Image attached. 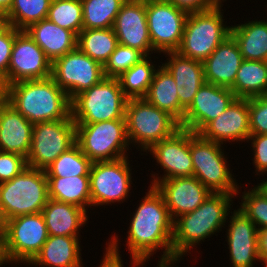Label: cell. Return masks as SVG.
<instances>
[{
    "instance_id": "cell-38",
    "label": "cell",
    "mask_w": 267,
    "mask_h": 267,
    "mask_svg": "<svg viewBox=\"0 0 267 267\" xmlns=\"http://www.w3.org/2000/svg\"><path fill=\"white\" fill-rule=\"evenodd\" d=\"M145 56L138 50L118 44L104 65L105 77L117 78Z\"/></svg>"
},
{
    "instance_id": "cell-14",
    "label": "cell",
    "mask_w": 267,
    "mask_h": 267,
    "mask_svg": "<svg viewBox=\"0 0 267 267\" xmlns=\"http://www.w3.org/2000/svg\"><path fill=\"white\" fill-rule=\"evenodd\" d=\"M51 77L71 100L97 85L104 77V67L78 47L52 62Z\"/></svg>"
},
{
    "instance_id": "cell-47",
    "label": "cell",
    "mask_w": 267,
    "mask_h": 267,
    "mask_svg": "<svg viewBox=\"0 0 267 267\" xmlns=\"http://www.w3.org/2000/svg\"><path fill=\"white\" fill-rule=\"evenodd\" d=\"M182 256H171L166 258H161L160 261L158 260V264L156 267H172L174 263L178 262Z\"/></svg>"
},
{
    "instance_id": "cell-1",
    "label": "cell",
    "mask_w": 267,
    "mask_h": 267,
    "mask_svg": "<svg viewBox=\"0 0 267 267\" xmlns=\"http://www.w3.org/2000/svg\"><path fill=\"white\" fill-rule=\"evenodd\" d=\"M130 222L126 238L131 264L140 267L157 250H164L160 258L175 256L172 249L173 220L162 195L149 186Z\"/></svg>"
},
{
    "instance_id": "cell-46",
    "label": "cell",
    "mask_w": 267,
    "mask_h": 267,
    "mask_svg": "<svg viewBox=\"0 0 267 267\" xmlns=\"http://www.w3.org/2000/svg\"><path fill=\"white\" fill-rule=\"evenodd\" d=\"M258 254L260 262L267 267V228L258 229Z\"/></svg>"
},
{
    "instance_id": "cell-44",
    "label": "cell",
    "mask_w": 267,
    "mask_h": 267,
    "mask_svg": "<svg viewBox=\"0 0 267 267\" xmlns=\"http://www.w3.org/2000/svg\"><path fill=\"white\" fill-rule=\"evenodd\" d=\"M174 4L188 13L206 11L214 8L218 2L216 0H163Z\"/></svg>"
},
{
    "instance_id": "cell-29",
    "label": "cell",
    "mask_w": 267,
    "mask_h": 267,
    "mask_svg": "<svg viewBox=\"0 0 267 267\" xmlns=\"http://www.w3.org/2000/svg\"><path fill=\"white\" fill-rule=\"evenodd\" d=\"M230 34L245 60L267 61V21L252 20L241 25H231Z\"/></svg>"
},
{
    "instance_id": "cell-4",
    "label": "cell",
    "mask_w": 267,
    "mask_h": 267,
    "mask_svg": "<svg viewBox=\"0 0 267 267\" xmlns=\"http://www.w3.org/2000/svg\"><path fill=\"white\" fill-rule=\"evenodd\" d=\"M48 200L45 170L27 166L19 175L0 183V222L40 213Z\"/></svg>"
},
{
    "instance_id": "cell-26",
    "label": "cell",
    "mask_w": 267,
    "mask_h": 267,
    "mask_svg": "<svg viewBox=\"0 0 267 267\" xmlns=\"http://www.w3.org/2000/svg\"><path fill=\"white\" fill-rule=\"evenodd\" d=\"M25 31L51 62L77 47V36L72 31L61 28L47 18L31 24Z\"/></svg>"
},
{
    "instance_id": "cell-33",
    "label": "cell",
    "mask_w": 267,
    "mask_h": 267,
    "mask_svg": "<svg viewBox=\"0 0 267 267\" xmlns=\"http://www.w3.org/2000/svg\"><path fill=\"white\" fill-rule=\"evenodd\" d=\"M150 55L145 56L117 79L124 95L128 99L144 98L147 95L154 73L157 68L150 62Z\"/></svg>"
},
{
    "instance_id": "cell-53",
    "label": "cell",
    "mask_w": 267,
    "mask_h": 267,
    "mask_svg": "<svg viewBox=\"0 0 267 267\" xmlns=\"http://www.w3.org/2000/svg\"><path fill=\"white\" fill-rule=\"evenodd\" d=\"M218 3H222L224 2V0H216Z\"/></svg>"
},
{
    "instance_id": "cell-43",
    "label": "cell",
    "mask_w": 267,
    "mask_h": 267,
    "mask_svg": "<svg viewBox=\"0 0 267 267\" xmlns=\"http://www.w3.org/2000/svg\"><path fill=\"white\" fill-rule=\"evenodd\" d=\"M252 140L253 163L257 175L267 172V134H251L247 140ZM259 173V174H258Z\"/></svg>"
},
{
    "instance_id": "cell-35",
    "label": "cell",
    "mask_w": 267,
    "mask_h": 267,
    "mask_svg": "<svg viewBox=\"0 0 267 267\" xmlns=\"http://www.w3.org/2000/svg\"><path fill=\"white\" fill-rule=\"evenodd\" d=\"M92 161L75 143L67 151L60 154L46 169L47 177H71L89 175Z\"/></svg>"
},
{
    "instance_id": "cell-34",
    "label": "cell",
    "mask_w": 267,
    "mask_h": 267,
    "mask_svg": "<svg viewBox=\"0 0 267 267\" xmlns=\"http://www.w3.org/2000/svg\"><path fill=\"white\" fill-rule=\"evenodd\" d=\"M126 0H81L83 29L113 28L116 16Z\"/></svg>"
},
{
    "instance_id": "cell-51",
    "label": "cell",
    "mask_w": 267,
    "mask_h": 267,
    "mask_svg": "<svg viewBox=\"0 0 267 267\" xmlns=\"http://www.w3.org/2000/svg\"><path fill=\"white\" fill-rule=\"evenodd\" d=\"M9 27L8 18L6 15L0 14V34Z\"/></svg>"
},
{
    "instance_id": "cell-36",
    "label": "cell",
    "mask_w": 267,
    "mask_h": 267,
    "mask_svg": "<svg viewBox=\"0 0 267 267\" xmlns=\"http://www.w3.org/2000/svg\"><path fill=\"white\" fill-rule=\"evenodd\" d=\"M52 0H14L7 13L9 26L25 30L31 24L47 18Z\"/></svg>"
},
{
    "instance_id": "cell-41",
    "label": "cell",
    "mask_w": 267,
    "mask_h": 267,
    "mask_svg": "<svg viewBox=\"0 0 267 267\" xmlns=\"http://www.w3.org/2000/svg\"><path fill=\"white\" fill-rule=\"evenodd\" d=\"M26 167L27 162L24 156L0 151V183L11 180Z\"/></svg>"
},
{
    "instance_id": "cell-20",
    "label": "cell",
    "mask_w": 267,
    "mask_h": 267,
    "mask_svg": "<svg viewBox=\"0 0 267 267\" xmlns=\"http://www.w3.org/2000/svg\"><path fill=\"white\" fill-rule=\"evenodd\" d=\"M199 134L220 144L247 141L250 132L249 98H236L228 108L210 121Z\"/></svg>"
},
{
    "instance_id": "cell-13",
    "label": "cell",
    "mask_w": 267,
    "mask_h": 267,
    "mask_svg": "<svg viewBox=\"0 0 267 267\" xmlns=\"http://www.w3.org/2000/svg\"><path fill=\"white\" fill-rule=\"evenodd\" d=\"M189 13L163 0H146L150 40L155 52H175L181 43Z\"/></svg>"
},
{
    "instance_id": "cell-25",
    "label": "cell",
    "mask_w": 267,
    "mask_h": 267,
    "mask_svg": "<svg viewBox=\"0 0 267 267\" xmlns=\"http://www.w3.org/2000/svg\"><path fill=\"white\" fill-rule=\"evenodd\" d=\"M79 239V236L49 235L40 251L28 265L83 267Z\"/></svg>"
},
{
    "instance_id": "cell-17",
    "label": "cell",
    "mask_w": 267,
    "mask_h": 267,
    "mask_svg": "<svg viewBox=\"0 0 267 267\" xmlns=\"http://www.w3.org/2000/svg\"><path fill=\"white\" fill-rule=\"evenodd\" d=\"M237 97L230 88L205 82L185 109L180 127L199 133L224 112Z\"/></svg>"
},
{
    "instance_id": "cell-18",
    "label": "cell",
    "mask_w": 267,
    "mask_h": 267,
    "mask_svg": "<svg viewBox=\"0 0 267 267\" xmlns=\"http://www.w3.org/2000/svg\"><path fill=\"white\" fill-rule=\"evenodd\" d=\"M113 30L119 44L136 49L144 56L153 53L147 24L146 0H126L116 16Z\"/></svg>"
},
{
    "instance_id": "cell-7",
    "label": "cell",
    "mask_w": 267,
    "mask_h": 267,
    "mask_svg": "<svg viewBox=\"0 0 267 267\" xmlns=\"http://www.w3.org/2000/svg\"><path fill=\"white\" fill-rule=\"evenodd\" d=\"M222 3L214 8L189 13L178 54L204 62L229 35L231 26L225 25Z\"/></svg>"
},
{
    "instance_id": "cell-42",
    "label": "cell",
    "mask_w": 267,
    "mask_h": 267,
    "mask_svg": "<svg viewBox=\"0 0 267 267\" xmlns=\"http://www.w3.org/2000/svg\"><path fill=\"white\" fill-rule=\"evenodd\" d=\"M15 39V28L9 26L0 34V76L8 86V67L10 64L12 48Z\"/></svg>"
},
{
    "instance_id": "cell-10",
    "label": "cell",
    "mask_w": 267,
    "mask_h": 267,
    "mask_svg": "<svg viewBox=\"0 0 267 267\" xmlns=\"http://www.w3.org/2000/svg\"><path fill=\"white\" fill-rule=\"evenodd\" d=\"M2 225L4 256L11 264H28L49 236L41 212L11 218Z\"/></svg>"
},
{
    "instance_id": "cell-12",
    "label": "cell",
    "mask_w": 267,
    "mask_h": 267,
    "mask_svg": "<svg viewBox=\"0 0 267 267\" xmlns=\"http://www.w3.org/2000/svg\"><path fill=\"white\" fill-rule=\"evenodd\" d=\"M128 156L111 161L93 162L90 168L91 206L125 201L131 190Z\"/></svg>"
},
{
    "instance_id": "cell-30",
    "label": "cell",
    "mask_w": 267,
    "mask_h": 267,
    "mask_svg": "<svg viewBox=\"0 0 267 267\" xmlns=\"http://www.w3.org/2000/svg\"><path fill=\"white\" fill-rule=\"evenodd\" d=\"M49 198L70 203L85 210L91 207L89 175L47 177Z\"/></svg>"
},
{
    "instance_id": "cell-22",
    "label": "cell",
    "mask_w": 267,
    "mask_h": 267,
    "mask_svg": "<svg viewBox=\"0 0 267 267\" xmlns=\"http://www.w3.org/2000/svg\"><path fill=\"white\" fill-rule=\"evenodd\" d=\"M243 60L239 46L230 34L203 62L205 81L231 88Z\"/></svg>"
},
{
    "instance_id": "cell-9",
    "label": "cell",
    "mask_w": 267,
    "mask_h": 267,
    "mask_svg": "<svg viewBox=\"0 0 267 267\" xmlns=\"http://www.w3.org/2000/svg\"><path fill=\"white\" fill-rule=\"evenodd\" d=\"M76 143L92 161H111L127 157L130 145L125 119L92 124H76Z\"/></svg>"
},
{
    "instance_id": "cell-5",
    "label": "cell",
    "mask_w": 267,
    "mask_h": 267,
    "mask_svg": "<svg viewBox=\"0 0 267 267\" xmlns=\"http://www.w3.org/2000/svg\"><path fill=\"white\" fill-rule=\"evenodd\" d=\"M127 100L119 80L104 77L97 85L71 99V117L75 124L125 119Z\"/></svg>"
},
{
    "instance_id": "cell-19",
    "label": "cell",
    "mask_w": 267,
    "mask_h": 267,
    "mask_svg": "<svg viewBox=\"0 0 267 267\" xmlns=\"http://www.w3.org/2000/svg\"><path fill=\"white\" fill-rule=\"evenodd\" d=\"M154 187L162 195L173 221L194 211L212 193L195 176L161 180Z\"/></svg>"
},
{
    "instance_id": "cell-49",
    "label": "cell",
    "mask_w": 267,
    "mask_h": 267,
    "mask_svg": "<svg viewBox=\"0 0 267 267\" xmlns=\"http://www.w3.org/2000/svg\"><path fill=\"white\" fill-rule=\"evenodd\" d=\"M14 0H0V14L7 15Z\"/></svg>"
},
{
    "instance_id": "cell-24",
    "label": "cell",
    "mask_w": 267,
    "mask_h": 267,
    "mask_svg": "<svg viewBox=\"0 0 267 267\" xmlns=\"http://www.w3.org/2000/svg\"><path fill=\"white\" fill-rule=\"evenodd\" d=\"M169 58L162 65L172 75L177 85L180 104L186 109L197 91L206 82L203 62L181 56L175 52H165Z\"/></svg>"
},
{
    "instance_id": "cell-2",
    "label": "cell",
    "mask_w": 267,
    "mask_h": 267,
    "mask_svg": "<svg viewBox=\"0 0 267 267\" xmlns=\"http://www.w3.org/2000/svg\"><path fill=\"white\" fill-rule=\"evenodd\" d=\"M6 101L32 124L67 119L71 115V100L52 77L8 85Z\"/></svg>"
},
{
    "instance_id": "cell-16",
    "label": "cell",
    "mask_w": 267,
    "mask_h": 267,
    "mask_svg": "<svg viewBox=\"0 0 267 267\" xmlns=\"http://www.w3.org/2000/svg\"><path fill=\"white\" fill-rule=\"evenodd\" d=\"M163 168L161 177L152 174L150 186L174 177L193 176V162L190 152V130L180 128L172 136L153 144L148 150Z\"/></svg>"
},
{
    "instance_id": "cell-15",
    "label": "cell",
    "mask_w": 267,
    "mask_h": 267,
    "mask_svg": "<svg viewBox=\"0 0 267 267\" xmlns=\"http://www.w3.org/2000/svg\"><path fill=\"white\" fill-rule=\"evenodd\" d=\"M52 62L25 30L15 28V39L8 67V85L51 77Z\"/></svg>"
},
{
    "instance_id": "cell-39",
    "label": "cell",
    "mask_w": 267,
    "mask_h": 267,
    "mask_svg": "<svg viewBox=\"0 0 267 267\" xmlns=\"http://www.w3.org/2000/svg\"><path fill=\"white\" fill-rule=\"evenodd\" d=\"M240 209L256 225L257 229L267 228V198L255 187L242 193Z\"/></svg>"
},
{
    "instance_id": "cell-50",
    "label": "cell",
    "mask_w": 267,
    "mask_h": 267,
    "mask_svg": "<svg viewBox=\"0 0 267 267\" xmlns=\"http://www.w3.org/2000/svg\"><path fill=\"white\" fill-rule=\"evenodd\" d=\"M5 263L7 264L3 251V225L0 222V266Z\"/></svg>"
},
{
    "instance_id": "cell-11",
    "label": "cell",
    "mask_w": 267,
    "mask_h": 267,
    "mask_svg": "<svg viewBox=\"0 0 267 267\" xmlns=\"http://www.w3.org/2000/svg\"><path fill=\"white\" fill-rule=\"evenodd\" d=\"M75 143L76 124L71 115L67 119L35 123L27 166L45 170Z\"/></svg>"
},
{
    "instance_id": "cell-3",
    "label": "cell",
    "mask_w": 267,
    "mask_h": 267,
    "mask_svg": "<svg viewBox=\"0 0 267 267\" xmlns=\"http://www.w3.org/2000/svg\"><path fill=\"white\" fill-rule=\"evenodd\" d=\"M235 196L211 193L194 211L176 218L173 222V254L184 257L199 242L221 231L228 220L232 198Z\"/></svg>"
},
{
    "instance_id": "cell-8",
    "label": "cell",
    "mask_w": 267,
    "mask_h": 267,
    "mask_svg": "<svg viewBox=\"0 0 267 267\" xmlns=\"http://www.w3.org/2000/svg\"><path fill=\"white\" fill-rule=\"evenodd\" d=\"M220 143L190 131V152L195 176L212 193L236 195L239 186L228 168Z\"/></svg>"
},
{
    "instance_id": "cell-48",
    "label": "cell",
    "mask_w": 267,
    "mask_h": 267,
    "mask_svg": "<svg viewBox=\"0 0 267 267\" xmlns=\"http://www.w3.org/2000/svg\"><path fill=\"white\" fill-rule=\"evenodd\" d=\"M7 86L5 80L0 76V105L6 101Z\"/></svg>"
},
{
    "instance_id": "cell-23",
    "label": "cell",
    "mask_w": 267,
    "mask_h": 267,
    "mask_svg": "<svg viewBox=\"0 0 267 267\" xmlns=\"http://www.w3.org/2000/svg\"><path fill=\"white\" fill-rule=\"evenodd\" d=\"M33 126L11 104L0 105V151L16 153L27 158L32 141Z\"/></svg>"
},
{
    "instance_id": "cell-32",
    "label": "cell",
    "mask_w": 267,
    "mask_h": 267,
    "mask_svg": "<svg viewBox=\"0 0 267 267\" xmlns=\"http://www.w3.org/2000/svg\"><path fill=\"white\" fill-rule=\"evenodd\" d=\"M118 44L113 28L83 29L77 35V47L103 67Z\"/></svg>"
},
{
    "instance_id": "cell-21",
    "label": "cell",
    "mask_w": 267,
    "mask_h": 267,
    "mask_svg": "<svg viewBox=\"0 0 267 267\" xmlns=\"http://www.w3.org/2000/svg\"><path fill=\"white\" fill-rule=\"evenodd\" d=\"M229 219L227 242L232 267H254L260 261L258 254V229L248 216L238 208Z\"/></svg>"
},
{
    "instance_id": "cell-37",
    "label": "cell",
    "mask_w": 267,
    "mask_h": 267,
    "mask_svg": "<svg viewBox=\"0 0 267 267\" xmlns=\"http://www.w3.org/2000/svg\"><path fill=\"white\" fill-rule=\"evenodd\" d=\"M47 19L77 36L83 30L81 0H52Z\"/></svg>"
},
{
    "instance_id": "cell-40",
    "label": "cell",
    "mask_w": 267,
    "mask_h": 267,
    "mask_svg": "<svg viewBox=\"0 0 267 267\" xmlns=\"http://www.w3.org/2000/svg\"><path fill=\"white\" fill-rule=\"evenodd\" d=\"M251 134H267V94L249 98Z\"/></svg>"
},
{
    "instance_id": "cell-31",
    "label": "cell",
    "mask_w": 267,
    "mask_h": 267,
    "mask_svg": "<svg viewBox=\"0 0 267 267\" xmlns=\"http://www.w3.org/2000/svg\"><path fill=\"white\" fill-rule=\"evenodd\" d=\"M230 89L237 98L267 94V61L244 59Z\"/></svg>"
},
{
    "instance_id": "cell-6",
    "label": "cell",
    "mask_w": 267,
    "mask_h": 267,
    "mask_svg": "<svg viewBox=\"0 0 267 267\" xmlns=\"http://www.w3.org/2000/svg\"><path fill=\"white\" fill-rule=\"evenodd\" d=\"M126 131L129 143L141 151L172 136L180 123L168 112L160 110L145 98L128 99L125 109Z\"/></svg>"
},
{
    "instance_id": "cell-27",
    "label": "cell",
    "mask_w": 267,
    "mask_h": 267,
    "mask_svg": "<svg viewBox=\"0 0 267 267\" xmlns=\"http://www.w3.org/2000/svg\"><path fill=\"white\" fill-rule=\"evenodd\" d=\"M48 235L79 236V230L86 225L87 211L79 206L49 198L41 211Z\"/></svg>"
},
{
    "instance_id": "cell-28",
    "label": "cell",
    "mask_w": 267,
    "mask_h": 267,
    "mask_svg": "<svg viewBox=\"0 0 267 267\" xmlns=\"http://www.w3.org/2000/svg\"><path fill=\"white\" fill-rule=\"evenodd\" d=\"M144 98L160 110L168 112L179 123L183 121L185 108L180 104L176 82L163 65L155 71Z\"/></svg>"
},
{
    "instance_id": "cell-45",
    "label": "cell",
    "mask_w": 267,
    "mask_h": 267,
    "mask_svg": "<svg viewBox=\"0 0 267 267\" xmlns=\"http://www.w3.org/2000/svg\"><path fill=\"white\" fill-rule=\"evenodd\" d=\"M110 242L107 243L105 248V254L103 255V261L99 267H123V261L119 253L118 236L114 234L111 236ZM117 238V239H116Z\"/></svg>"
},
{
    "instance_id": "cell-52",
    "label": "cell",
    "mask_w": 267,
    "mask_h": 267,
    "mask_svg": "<svg viewBox=\"0 0 267 267\" xmlns=\"http://www.w3.org/2000/svg\"><path fill=\"white\" fill-rule=\"evenodd\" d=\"M256 186H254L260 193H262L267 198V180L263 181Z\"/></svg>"
}]
</instances>
